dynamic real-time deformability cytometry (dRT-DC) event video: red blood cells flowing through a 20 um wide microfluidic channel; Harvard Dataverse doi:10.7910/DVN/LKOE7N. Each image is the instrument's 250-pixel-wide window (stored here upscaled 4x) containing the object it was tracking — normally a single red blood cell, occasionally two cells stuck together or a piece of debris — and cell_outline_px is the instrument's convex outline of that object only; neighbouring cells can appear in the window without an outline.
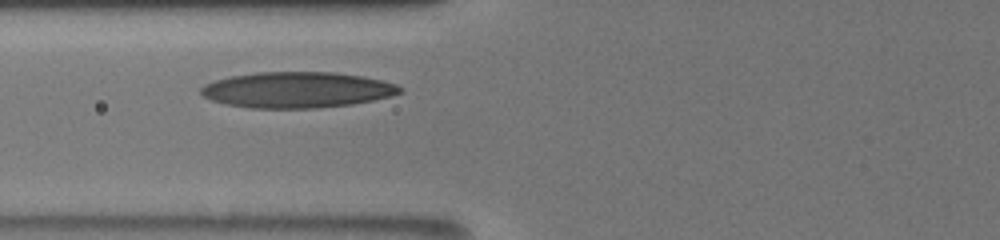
{"species": "human", "species_latin": "Homo sapiens", "temperature_condition": "room temperature", "stored_images_in_passage": 9, "camera_frame_rate_fps": 3000, "um_per_image_px": 0.085, "donor": {"sex": "male"}, "frame": {"image": 1, "passage_image": 7, "time_ms": 4.667, "image_size_px": [1000, 240], "cell_outline_px": [[404, 88], [400, 92], [388, 96], [372, 100], [352, 104], [316, 108], [252, 108], [224, 104], [212, 100], [204, 96], [200, 92], [200, 88], [204, 84], [216, 80], [232, 76], [256, 72], [332, 72], [360, 76], [380, 80], [396, 84]], "centroid_in_image_um": [25.21, 7.64], "position_along_channel_um": 100.6, "area_um2": 41.33}}
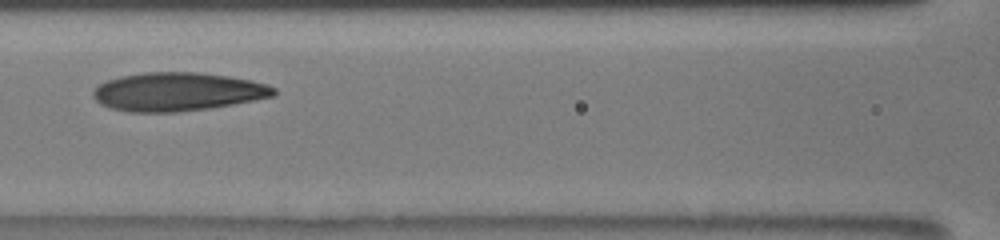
{"frame": {"image": 2, "passage_image": 9, "time_ms": 6.0, "image_size_px": [1000, 240], "cell_outline_px": [[276, 96], [256, 100], [208, 108], [176, 112], [128, 112], [112, 108], [100, 104], [92, 96], [92, 92], [100, 84], [108, 80], [120, 76], [144, 72], [200, 72], [228, 76], [252, 80], [268, 84], [276, 88]], "centroid_in_image_um": [15.12, 7.79], "position_along_channel_um": 151.5, "area_um2": 40.69}}